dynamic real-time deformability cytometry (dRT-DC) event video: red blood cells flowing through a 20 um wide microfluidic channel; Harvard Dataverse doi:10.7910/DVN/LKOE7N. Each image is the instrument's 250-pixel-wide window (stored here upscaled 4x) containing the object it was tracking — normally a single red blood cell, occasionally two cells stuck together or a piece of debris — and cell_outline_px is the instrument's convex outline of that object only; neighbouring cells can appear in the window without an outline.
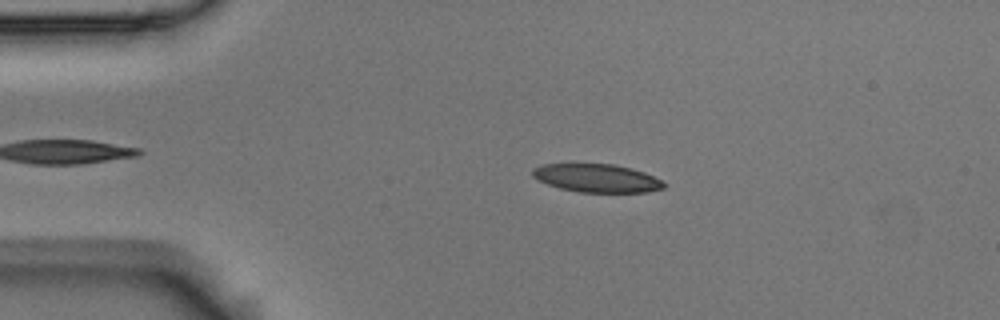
{"species": "Egyptian fruit bat (a non-hibernating species)", "species_latin": "Rousettus aegyptiacus", "temperature_condition": "room temperature", "stored_images_in_passage": 48, "camera_frame_rate_fps": 3000, "um_per_image_px": 0.085, "animal": {"sex": "male"}, "frame": {"image": 1, "passage_image": 10, "time_ms": 3.0, "image_size_px": [1000, 320], "cell_outline_px": [[664, 188], [648, 192], [580, 192], [560, 188], [536, 180], [532, 176], [532, 168], [544, 164], [616, 164], [632, 168], [644, 172], [660, 180], [664, 184]], "centroid_in_image_um": [50.7, 15.14], "position_along_channel_um": 34.3, "area_um2": 21.56}}
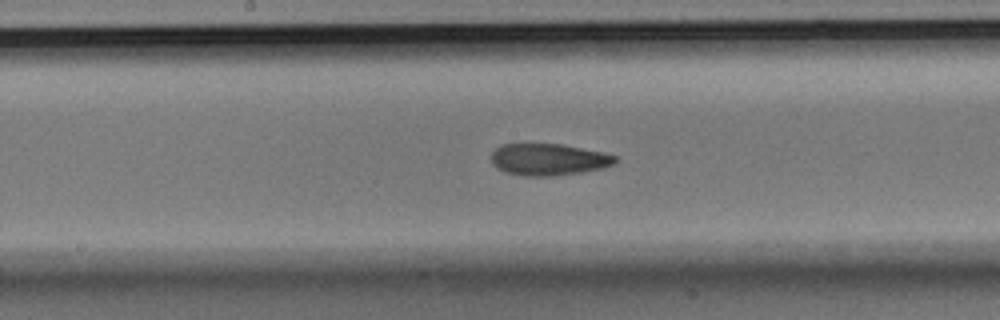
{"frame": {"image": 2, "passage_image": 27, "time_ms": 8.667, "image_size_px": [1000, 320], "cell_outline_px": [[616, 160], [612, 164], [604, 168], [584, 172], [552, 176], [524, 176], [508, 172], [492, 164], [492, 152], [500, 144], [560, 144], [604, 152], [616, 156]], "centroid_in_image_um": [46.64, 13.55], "position_along_channel_um": 201.6, "area_um2": 22.83}}
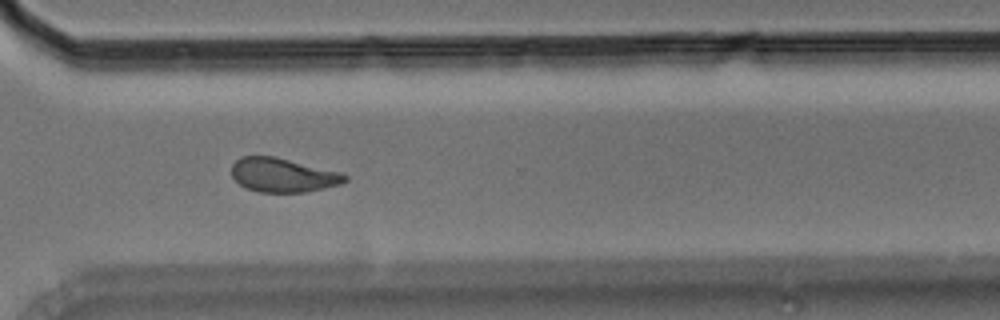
{"frame": {"image": 3, "passage_image": 39, "time_ms": 12.667, "image_size_px": [1000, 320], "cell_outline_px": [[348, 180], [340, 184], [324, 188], [304, 192], [260, 192], [244, 188], [232, 176], [232, 164], [240, 156], [272, 156], [340, 172], [348, 176]], "centroid_in_image_um": [24.02, 14.89], "position_along_channel_um": 346.6, "area_um2": 22.31}, "authors_computed_cell_mechanics": {"area_um2": 22.4264, "velocity_mm_per_s": 3.6371, "shape_relaxation_time_tau1_ms": 10.1998, "shape_relaxation_time_tau2_ms": 4.066, "deformation_change_tau1": 0.2109, "deformation_change_tau2": 0.1127}}